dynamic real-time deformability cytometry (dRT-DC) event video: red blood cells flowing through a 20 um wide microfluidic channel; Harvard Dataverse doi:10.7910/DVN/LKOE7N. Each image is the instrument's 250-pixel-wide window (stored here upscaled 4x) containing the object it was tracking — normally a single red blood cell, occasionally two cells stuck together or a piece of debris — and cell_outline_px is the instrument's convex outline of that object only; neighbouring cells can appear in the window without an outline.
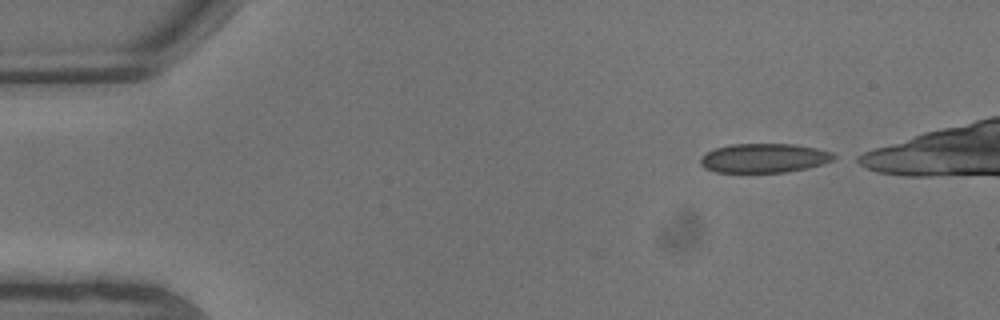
{"species": "common noctule bat (a hibernating species)", "species_latin": "Nyctalus noctula", "temperature_condition": "warm", "stored_images_in_passage": 7, "camera_frame_rate_fps": 3000, "um_per_image_px": 0.085, "animal": {"sex": "male", "body_mass_g": 13.3}, "frame": {"image": 1, "passage_image": 1, "time_ms": 0.0, "image_size_px": [1000, 320], "cell_outline_px": [[840, 156], [832, 160], [808, 168], [788, 172], [716, 172], [704, 168], [700, 164], [700, 156], [716, 148], [732, 144], [792, 144], [816, 148], [832, 152]], "centroid_in_image_um": [64.96, 13.44], "position_along_channel_um": 20.0, "area_um2": 22.72}}
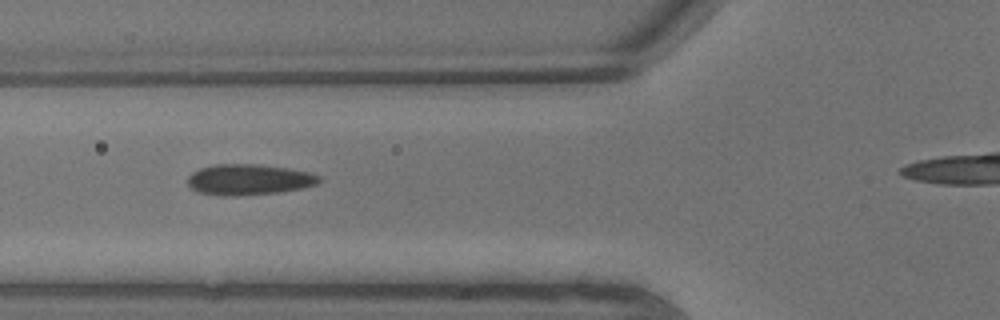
{"frame": {"image": 2, "passage_image": 6, "time_ms": 1.667, "image_size_px": [1000, 320], "cell_outline_px": [[320, 180], [316, 184], [304, 188], [280, 192], [236, 196], [224, 196], [200, 192], [192, 188], [188, 184], [188, 176], [192, 172], [200, 168], [216, 164], [260, 164], [288, 168], [308, 172], [320, 176]], "centroid_in_image_um": [21.16, 15.26], "position_along_channel_um": 104.6, "area_um2": 23.58}}
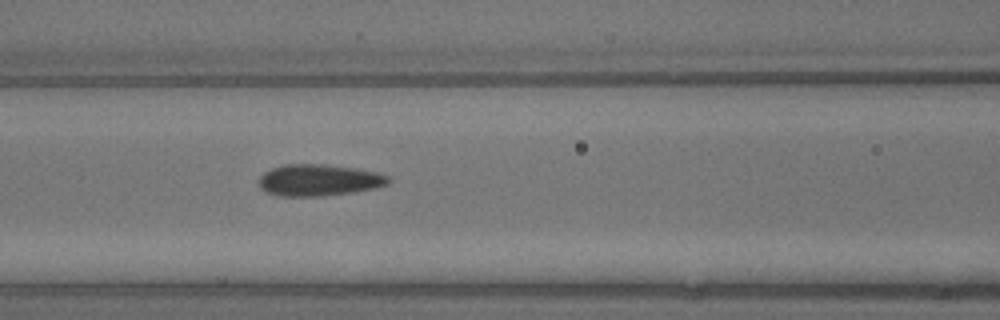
{"frame": {"image": 3, "passage_image": 7, "time_ms": 2.0, "image_size_px": [1000, 320], "cell_outline_px": [[388, 184], [372, 188], [352, 192], [320, 196], [280, 196], [264, 192], [260, 188], [260, 176], [264, 172], [272, 168], [284, 164], [324, 164], [352, 168], [376, 172], [388, 176]], "centroid_in_image_um": [27.04, 15.31], "position_along_channel_um": 139.6, "area_um2": 23.58}}